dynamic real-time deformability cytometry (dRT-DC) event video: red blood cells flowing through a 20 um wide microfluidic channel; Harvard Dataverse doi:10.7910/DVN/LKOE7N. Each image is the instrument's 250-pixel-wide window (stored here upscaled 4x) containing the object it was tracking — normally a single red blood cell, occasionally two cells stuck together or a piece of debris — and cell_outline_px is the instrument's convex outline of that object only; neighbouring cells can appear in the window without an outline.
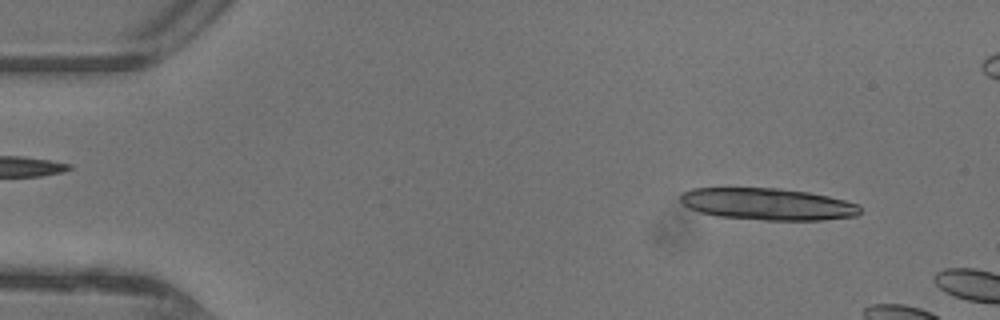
{"species": "common noctule bat (a hibernating species)", "species_latin": "Nyctalus noctula", "temperature_condition": "warm", "stored_images_in_passage": 7, "camera_frame_rate_fps": 3000, "um_per_image_px": 0.085, "animal": {"sex": "female"}, "frame": {"image": 1, "passage_image": 4, "time_ms": 1.0, "image_size_px": [1000, 320], "cell_outline_px": [[860, 212], [856, 216], [824, 220], [764, 220], [716, 216], [700, 212], [688, 208], [680, 200], [680, 192], [692, 188], [780, 188], [808, 192], [828, 196], [860, 204]], "centroid_in_image_um": [65.24, 17.34], "position_along_channel_um": 19.8, "area_um2": 33.58}}